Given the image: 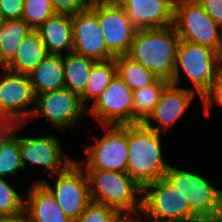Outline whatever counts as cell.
<instances>
[{"mask_svg":"<svg viewBox=\"0 0 222 222\" xmlns=\"http://www.w3.org/2000/svg\"><path fill=\"white\" fill-rule=\"evenodd\" d=\"M180 37L174 25L137 30L127 56L157 78L172 82Z\"/></svg>","mask_w":222,"mask_h":222,"instance_id":"cell-1","label":"cell"},{"mask_svg":"<svg viewBox=\"0 0 222 222\" xmlns=\"http://www.w3.org/2000/svg\"><path fill=\"white\" fill-rule=\"evenodd\" d=\"M160 134L144 123L127 124V174L142 188L163 178L169 165L163 160Z\"/></svg>","mask_w":222,"mask_h":222,"instance_id":"cell-2","label":"cell"},{"mask_svg":"<svg viewBox=\"0 0 222 222\" xmlns=\"http://www.w3.org/2000/svg\"><path fill=\"white\" fill-rule=\"evenodd\" d=\"M164 178L187 201L191 212L201 222H221L222 190L215 188L198 173L169 165Z\"/></svg>","mask_w":222,"mask_h":222,"instance_id":"cell-3","label":"cell"},{"mask_svg":"<svg viewBox=\"0 0 222 222\" xmlns=\"http://www.w3.org/2000/svg\"><path fill=\"white\" fill-rule=\"evenodd\" d=\"M85 172L92 202L107 205L119 212L142 209V187L126 172L105 170H85Z\"/></svg>","mask_w":222,"mask_h":222,"instance_id":"cell-4","label":"cell"},{"mask_svg":"<svg viewBox=\"0 0 222 222\" xmlns=\"http://www.w3.org/2000/svg\"><path fill=\"white\" fill-rule=\"evenodd\" d=\"M141 214L147 222H201L164 177L142 188Z\"/></svg>","mask_w":222,"mask_h":222,"instance_id":"cell-5","label":"cell"},{"mask_svg":"<svg viewBox=\"0 0 222 222\" xmlns=\"http://www.w3.org/2000/svg\"><path fill=\"white\" fill-rule=\"evenodd\" d=\"M179 66L194 84L201 99L211 89L219 69L218 52L210 47L180 40L171 83L178 85Z\"/></svg>","mask_w":222,"mask_h":222,"instance_id":"cell-6","label":"cell"},{"mask_svg":"<svg viewBox=\"0 0 222 222\" xmlns=\"http://www.w3.org/2000/svg\"><path fill=\"white\" fill-rule=\"evenodd\" d=\"M174 26L180 40L207 46L219 52L222 28L197 0L175 1Z\"/></svg>","mask_w":222,"mask_h":222,"instance_id":"cell-7","label":"cell"},{"mask_svg":"<svg viewBox=\"0 0 222 222\" xmlns=\"http://www.w3.org/2000/svg\"><path fill=\"white\" fill-rule=\"evenodd\" d=\"M105 135L96 138L93 145L87 146V161L78 164L85 170H105L127 172L129 146L127 124L102 125Z\"/></svg>","mask_w":222,"mask_h":222,"instance_id":"cell-8","label":"cell"},{"mask_svg":"<svg viewBox=\"0 0 222 222\" xmlns=\"http://www.w3.org/2000/svg\"><path fill=\"white\" fill-rule=\"evenodd\" d=\"M83 171L76 160L65 171L57 173L54 188L45 179L34 181L41 182L49 190L61 210L72 221L77 219L91 202L88 177Z\"/></svg>","mask_w":222,"mask_h":222,"instance_id":"cell-9","label":"cell"},{"mask_svg":"<svg viewBox=\"0 0 222 222\" xmlns=\"http://www.w3.org/2000/svg\"><path fill=\"white\" fill-rule=\"evenodd\" d=\"M108 51L114 56L127 55L137 29L116 0H92Z\"/></svg>","mask_w":222,"mask_h":222,"instance_id":"cell-10","label":"cell"},{"mask_svg":"<svg viewBox=\"0 0 222 222\" xmlns=\"http://www.w3.org/2000/svg\"><path fill=\"white\" fill-rule=\"evenodd\" d=\"M35 105L37 108L32 109L30 118L43 115L53 129L62 132L81 120L88 108L82 103L79 95L65 87L37 94Z\"/></svg>","mask_w":222,"mask_h":222,"instance_id":"cell-11","label":"cell"},{"mask_svg":"<svg viewBox=\"0 0 222 222\" xmlns=\"http://www.w3.org/2000/svg\"><path fill=\"white\" fill-rule=\"evenodd\" d=\"M133 92L117 75L87 112L102 125L133 124Z\"/></svg>","mask_w":222,"mask_h":222,"instance_id":"cell-12","label":"cell"},{"mask_svg":"<svg viewBox=\"0 0 222 222\" xmlns=\"http://www.w3.org/2000/svg\"><path fill=\"white\" fill-rule=\"evenodd\" d=\"M71 20L73 31L72 52L95 61L114 59L105 45L97 12L91 6L72 14Z\"/></svg>","mask_w":222,"mask_h":222,"instance_id":"cell-13","label":"cell"},{"mask_svg":"<svg viewBox=\"0 0 222 222\" xmlns=\"http://www.w3.org/2000/svg\"><path fill=\"white\" fill-rule=\"evenodd\" d=\"M4 72L6 74L0 76V114L9 116L18 124H25L33 112L26 107L34 104L36 98L29 76L7 69Z\"/></svg>","mask_w":222,"mask_h":222,"instance_id":"cell-14","label":"cell"},{"mask_svg":"<svg viewBox=\"0 0 222 222\" xmlns=\"http://www.w3.org/2000/svg\"><path fill=\"white\" fill-rule=\"evenodd\" d=\"M58 141L54 135L18 137L23 168H26L25 161H28L46 167L52 175L65 171L76 160L64 156Z\"/></svg>","mask_w":222,"mask_h":222,"instance_id":"cell-15","label":"cell"},{"mask_svg":"<svg viewBox=\"0 0 222 222\" xmlns=\"http://www.w3.org/2000/svg\"><path fill=\"white\" fill-rule=\"evenodd\" d=\"M195 94L193 88L178 87V85L169 82L164 87L158 103L144 124L158 133L162 129L166 131L184 115ZM152 120L157 121V126L152 124Z\"/></svg>","mask_w":222,"mask_h":222,"instance_id":"cell-16","label":"cell"},{"mask_svg":"<svg viewBox=\"0 0 222 222\" xmlns=\"http://www.w3.org/2000/svg\"><path fill=\"white\" fill-rule=\"evenodd\" d=\"M137 30L174 25L175 0H116Z\"/></svg>","mask_w":222,"mask_h":222,"instance_id":"cell-17","label":"cell"},{"mask_svg":"<svg viewBox=\"0 0 222 222\" xmlns=\"http://www.w3.org/2000/svg\"><path fill=\"white\" fill-rule=\"evenodd\" d=\"M24 201V213L33 222H72L41 182H33Z\"/></svg>","mask_w":222,"mask_h":222,"instance_id":"cell-18","label":"cell"},{"mask_svg":"<svg viewBox=\"0 0 222 222\" xmlns=\"http://www.w3.org/2000/svg\"><path fill=\"white\" fill-rule=\"evenodd\" d=\"M35 31L39 34L48 54H60L73 50V31L71 14L55 13Z\"/></svg>","mask_w":222,"mask_h":222,"instance_id":"cell-19","label":"cell"},{"mask_svg":"<svg viewBox=\"0 0 222 222\" xmlns=\"http://www.w3.org/2000/svg\"><path fill=\"white\" fill-rule=\"evenodd\" d=\"M28 76L35 95L64 88L63 55L48 54Z\"/></svg>","mask_w":222,"mask_h":222,"instance_id":"cell-20","label":"cell"},{"mask_svg":"<svg viewBox=\"0 0 222 222\" xmlns=\"http://www.w3.org/2000/svg\"><path fill=\"white\" fill-rule=\"evenodd\" d=\"M47 55L48 52L39 34L32 30L23 39L14 57L6 64V69L14 73L29 75Z\"/></svg>","mask_w":222,"mask_h":222,"instance_id":"cell-21","label":"cell"},{"mask_svg":"<svg viewBox=\"0 0 222 222\" xmlns=\"http://www.w3.org/2000/svg\"><path fill=\"white\" fill-rule=\"evenodd\" d=\"M95 62L91 58L78 55L74 52L64 53V87L81 96Z\"/></svg>","mask_w":222,"mask_h":222,"instance_id":"cell-22","label":"cell"},{"mask_svg":"<svg viewBox=\"0 0 222 222\" xmlns=\"http://www.w3.org/2000/svg\"><path fill=\"white\" fill-rule=\"evenodd\" d=\"M116 75L114 59L107 61H96L90 71L88 82L83 94L80 96L82 103L86 106L87 101L93 102L108 87Z\"/></svg>","mask_w":222,"mask_h":222,"instance_id":"cell-23","label":"cell"},{"mask_svg":"<svg viewBox=\"0 0 222 222\" xmlns=\"http://www.w3.org/2000/svg\"><path fill=\"white\" fill-rule=\"evenodd\" d=\"M116 75L132 90L153 84L158 78L143 65L132 60L127 55L114 57Z\"/></svg>","mask_w":222,"mask_h":222,"instance_id":"cell-24","label":"cell"},{"mask_svg":"<svg viewBox=\"0 0 222 222\" xmlns=\"http://www.w3.org/2000/svg\"><path fill=\"white\" fill-rule=\"evenodd\" d=\"M23 20H6L0 28V56L7 64L15 55L23 39L32 32Z\"/></svg>","mask_w":222,"mask_h":222,"instance_id":"cell-25","label":"cell"},{"mask_svg":"<svg viewBox=\"0 0 222 222\" xmlns=\"http://www.w3.org/2000/svg\"><path fill=\"white\" fill-rule=\"evenodd\" d=\"M168 83V81L158 78L153 84L132 91L134 98L133 124L144 123L147 120Z\"/></svg>","mask_w":222,"mask_h":222,"instance_id":"cell-26","label":"cell"},{"mask_svg":"<svg viewBox=\"0 0 222 222\" xmlns=\"http://www.w3.org/2000/svg\"><path fill=\"white\" fill-rule=\"evenodd\" d=\"M24 123L18 124L13 134L7 138L0 147V177L6 178L9 175L16 176L17 171L23 169L21 155L18 145V137H16V129L18 130Z\"/></svg>","mask_w":222,"mask_h":222,"instance_id":"cell-27","label":"cell"},{"mask_svg":"<svg viewBox=\"0 0 222 222\" xmlns=\"http://www.w3.org/2000/svg\"><path fill=\"white\" fill-rule=\"evenodd\" d=\"M24 213V199L0 177V219L11 218Z\"/></svg>","mask_w":222,"mask_h":222,"instance_id":"cell-28","label":"cell"},{"mask_svg":"<svg viewBox=\"0 0 222 222\" xmlns=\"http://www.w3.org/2000/svg\"><path fill=\"white\" fill-rule=\"evenodd\" d=\"M55 13L50 0H24L21 19L35 30Z\"/></svg>","mask_w":222,"mask_h":222,"instance_id":"cell-29","label":"cell"},{"mask_svg":"<svg viewBox=\"0 0 222 222\" xmlns=\"http://www.w3.org/2000/svg\"><path fill=\"white\" fill-rule=\"evenodd\" d=\"M118 213L115 208L91 201L85 211L72 222H112Z\"/></svg>","mask_w":222,"mask_h":222,"instance_id":"cell-30","label":"cell"},{"mask_svg":"<svg viewBox=\"0 0 222 222\" xmlns=\"http://www.w3.org/2000/svg\"><path fill=\"white\" fill-rule=\"evenodd\" d=\"M206 115L210 114V107L214 103L222 107V70L218 69L211 89L202 98Z\"/></svg>","mask_w":222,"mask_h":222,"instance_id":"cell-31","label":"cell"},{"mask_svg":"<svg viewBox=\"0 0 222 222\" xmlns=\"http://www.w3.org/2000/svg\"><path fill=\"white\" fill-rule=\"evenodd\" d=\"M56 13L75 14L87 9L92 0H50Z\"/></svg>","mask_w":222,"mask_h":222,"instance_id":"cell-32","label":"cell"},{"mask_svg":"<svg viewBox=\"0 0 222 222\" xmlns=\"http://www.w3.org/2000/svg\"><path fill=\"white\" fill-rule=\"evenodd\" d=\"M24 0H0V14L4 21L21 19Z\"/></svg>","mask_w":222,"mask_h":222,"instance_id":"cell-33","label":"cell"},{"mask_svg":"<svg viewBox=\"0 0 222 222\" xmlns=\"http://www.w3.org/2000/svg\"><path fill=\"white\" fill-rule=\"evenodd\" d=\"M207 13L222 28V0H197Z\"/></svg>","mask_w":222,"mask_h":222,"instance_id":"cell-34","label":"cell"},{"mask_svg":"<svg viewBox=\"0 0 222 222\" xmlns=\"http://www.w3.org/2000/svg\"><path fill=\"white\" fill-rule=\"evenodd\" d=\"M17 126L18 123L14 119L0 114V147L1 144L13 134Z\"/></svg>","mask_w":222,"mask_h":222,"instance_id":"cell-35","label":"cell"},{"mask_svg":"<svg viewBox=\"0 0 222 222\" xmlns=\"http://www.w3.org/2000/svg\"><path fill=\"white\" fill-rule=\"evenodd\" d=\"M136 213H141V209L133 212H119L114 217L112 222H142L141 220H139V218L135 219L134 217H132Z\"/></svg>","mask_w":222,"mask_h":222,"instance_id":"cell-36","label":"cell"},{"mask_svg":"<svg viewBox=\"0 0 222 222\" xmlns=\"http://www.w3.org/2000/svg\"><path fill=\"white\" fill-rule=\"evenodd\" d=\"M0 222H33L25 213L11 218L0 219Z\"/></svg>","mask_w":222,"mask_h":222,"instance_id":"cell-37","label":"cell"},{"mask_svg":"<svg viewBox=\"0 0 222 222\" xmlns=\"http://www.w3.org/2000/svg\"><path fill=\"white\" fill-rule=\"evenodd\" d=\"M218 61H219V69L222 70V43H221V48L218 52Z\"/></svg>","mask_w":222,"mask_h":222,"instance_id":"cell-38","label":"cell"},{"mask_svg":"<svg viewBox=\"0 0 222 222\" xmlns=\"http://www.w3.org/2000/svg\"><path fill=\"white\" fill-rule=\"evenodd\" d=\"M1 66L3 67L2 70H5L6 69V63L2 60L1 56H0V68Z\"/></svg>","mask_w":222,"mask_h":222,"instance_id":"cell-39","label":"cell"},{"mask_svg":"<svg viewBox=\"0 0 222 222\" xmlns=\"http://www.w3.org/2000/svg\"><path fill=\"white\" fill-rule=\"evenodd\" d=\"M3 22H4V19H3L2 15L0 14V28H1L2 24H3Z\"/></svg>","mask_w":222,"mask_h":222,"instance_id":"cell-40","label":"cell"}]
</instances>
